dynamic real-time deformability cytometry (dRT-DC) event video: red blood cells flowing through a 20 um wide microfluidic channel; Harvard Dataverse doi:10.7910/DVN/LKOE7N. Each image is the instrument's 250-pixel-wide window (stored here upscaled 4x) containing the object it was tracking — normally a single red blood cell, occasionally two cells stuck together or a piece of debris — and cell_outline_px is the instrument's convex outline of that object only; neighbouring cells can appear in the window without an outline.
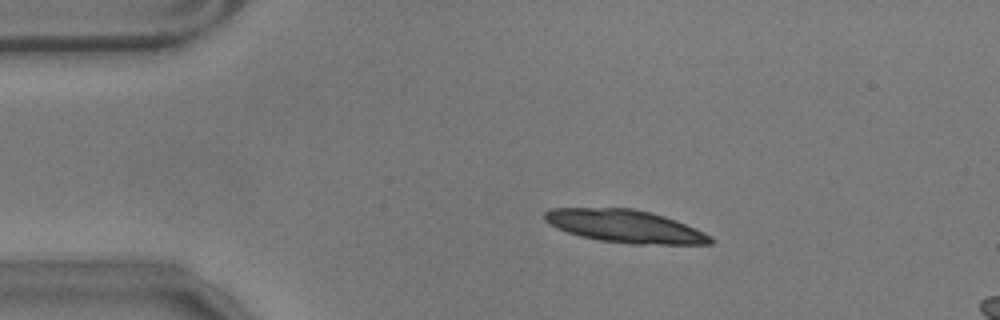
{"species": "common noctule bat (a hibernating species)", "species_latin": "Nyctalus noctula", "temperature_condition": "warm", "stored_images_in_passage": 7, "camera_frame_rate_fps": 3000, "um_per_image_px": 0.085, "animal": {"sex": "male", "body_mass_g": 17.9}, "frame": {"image": 1, "passage_image": 1, "time_ms": 0.0, "image_size_px": [1000, 320], "cell_outline_px": [[716, 240], [712, 244], [632, 244], [600, 240], [580, 236], [568, 232], [544, 220], [544, 212], [552, 208], [632, 208], [664, 216], [676, 220], [704, 232], [712, 236]], "centroid_in_image_um": [53.18, 19.23], "position_along_channel_um": 31.8, "area_um2": 31.44}}